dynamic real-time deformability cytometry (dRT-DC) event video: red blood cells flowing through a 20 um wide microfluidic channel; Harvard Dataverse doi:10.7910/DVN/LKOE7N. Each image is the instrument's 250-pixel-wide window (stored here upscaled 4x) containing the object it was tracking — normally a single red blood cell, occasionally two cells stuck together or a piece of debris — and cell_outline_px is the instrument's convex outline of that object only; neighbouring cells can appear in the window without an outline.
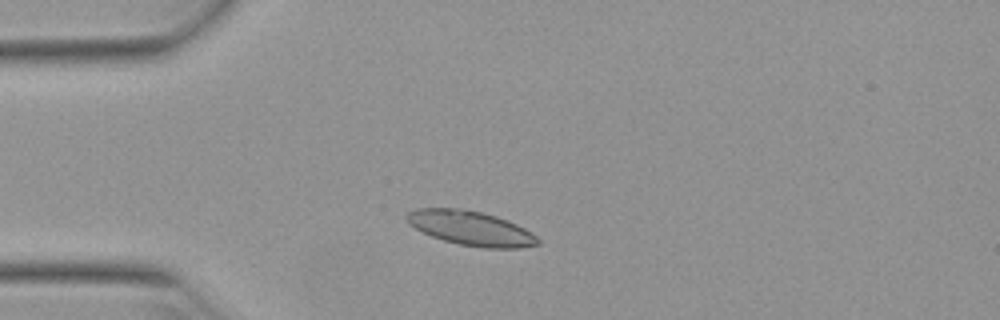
{"species": "Egyptian fruit bat (a non-hibernating species)", "species_latin": "Rousettus aegyptiacus", "temperature_condition": "warm", "stored_images_in_passage": 47, "camera_frame_rate_fps": 3000, "um_per_image_px": 0.085, "animal": {"sex": "female"}, "frame": {"image": 1, "passage_image": 8, "time_ms": 2.333, "image_size_px": [1000, 320], "cell_outline_px": [[540, 244], [520, 248], [484, 248], [460, 244], [444, 240], [432, 236], [408, 224], [404, 220], [404, 216], [408, 212], [416, 208], [460, 208], [480, 212], [496, 216], [508, 220], [524, 228], [536, 236], [540, 240]], "centroid_in_image_um": [40.0, 19.39], "position_along_channel_um": 45.0, "area_um2": 26.3}}
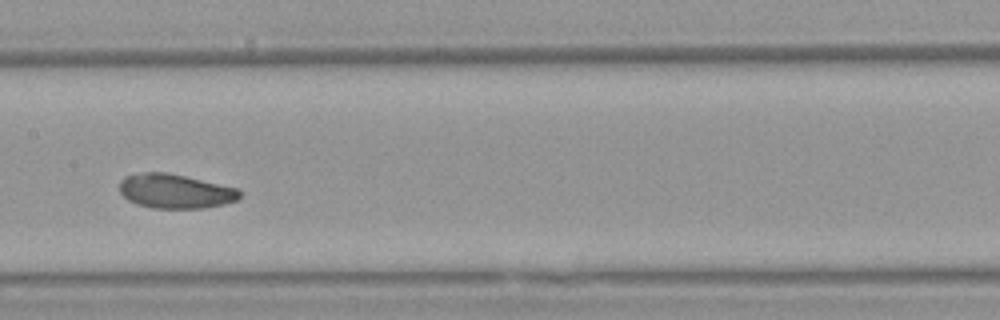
{"frame": {"image": 2, "passage_image": 21, "time_ms": 6.667, "image_size_px": [1000, 320], "cell_outline_px": [[240, 196], [236, 200], [224, 204], [204, 208], [152, 208], [136, 204], [128, 200], [120, 192], [120, 180], [124, 176], [144, 172], [164, 172], [184, 176], [240, 188]], "centroid_in_image_um": [14.89, 16.25], "position_along_channel_um": 192.5, "area_um2": 24.04}}
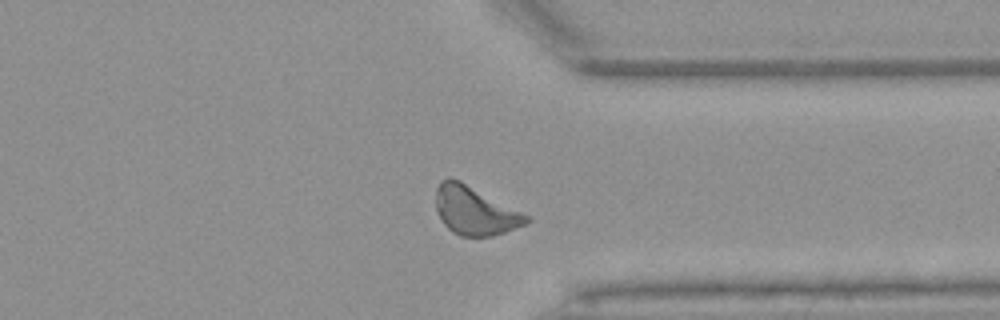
{"frame": {"image": 3, "passage_image": 35, "time_ms": 11.333, "image_size_px": [1000, 320], "cell_outline_px": [[532, 220], [524, 224], [504, 232], [492, 236], [460, 236], [452, 232], [444, 224], [436, 208], [436, 188], [440, 180], [448, 176], [452, 176], [532, 216]], "centroid_in_image_um": [40.37, 17.88], "position_along_channel_um": 371.0, "area_um2": 25.84}, "authors_computed_cell_mechanics": {"area_um2": 24.7384, "velocity_mm_per_s": 3.8762, "shape_relaxation_time_tau1_ms": 2.5646, "shape_relaxation_time_tau2_ms": 7.5909, "deformation_change_tau1": 0.079, "deformation_change_tau2": 0.1185}}